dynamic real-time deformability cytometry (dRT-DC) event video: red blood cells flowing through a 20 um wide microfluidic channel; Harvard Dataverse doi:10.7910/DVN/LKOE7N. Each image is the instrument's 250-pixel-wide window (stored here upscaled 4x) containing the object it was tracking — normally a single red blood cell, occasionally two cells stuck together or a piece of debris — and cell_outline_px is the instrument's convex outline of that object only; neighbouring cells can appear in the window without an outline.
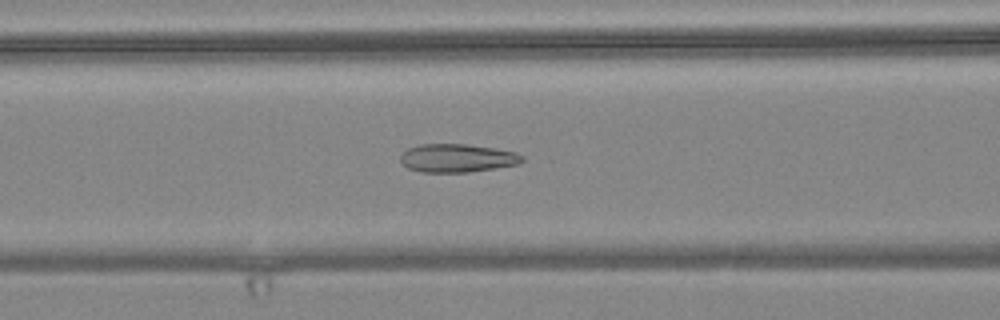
{"species": "common noctule bat (a hibernating species)", "species_latin": "Nyctalus noctula", "temperature_condition": "warm", "stored_images_in_passage": 56, "camera_frame_rate_fps": 3000, "um_per_image_px": 0.085, "animal": {"sex": "female", "body_mass_g": 24.6, "forearm_length_mm": 56.2}, "frame": {"image": 1, "passage_image": 23, "time_ms": 7.333, "image_size_px": [1000, 320], "cell_outline_px": [[524, 160], [516, 164], [468, 172], [420, 172], [408, 168], [400, 160], [400, 156], [408, 148], [420, 144], [468, 144], [516, 152], [524, 156]], "centroid_in_image_um": [38.84, 13.43], "position_along_channel_um": 127.8, "area_um2": 19.88}}
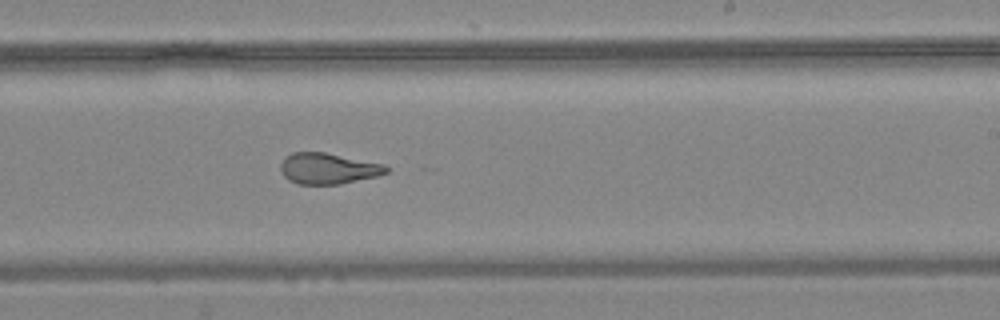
{"frame": {"image": 2, "passage_image": 34, "time_ms": 11.0, "image_size_px": [1000, 320], "cell_outline_px": [[388, 172], [376, 176], [340, 184], [296, 184], [288, 180], [284, 176], [280, 168], [280, 164], [284, 156], [292, 152], [324, 152], [384, 164], [388, 168]], "centroid_in_image_um": [27.84, 14.32], "position_along_channel_um": 261.2, "area_um2": 19.07}}
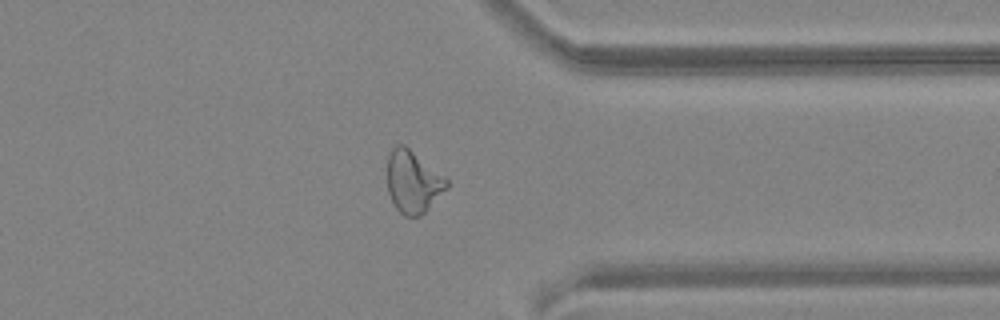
{"frame": {"image": 3, "passage_image": 44, "time_ms": 14.333, "image_size_px": [1000, 320], "cell_outline_px": [[448, 188], [420, 216], [404, 216], [396, 208], [388, 192], [388, 156], [392, 148], [396, 144], [404, 144], [444, 176], [448, 180]], "centroid_in_image_um": [35.1, 15.45], "position_along_channel_um": 376.3, "area_um2": 21.33}, "authors_computed_cell_mechanics": {"area_um2": 22.1374, "velocity_mm_per_s": 3.6479, "shape_relaxation_time_tau1_ms": 8.0852, "shape_relaxation_time_tau2_ms": 0.8893, "deformation_change_tau1": 0.2305, "deformation_change_tau2": 0.0854}}